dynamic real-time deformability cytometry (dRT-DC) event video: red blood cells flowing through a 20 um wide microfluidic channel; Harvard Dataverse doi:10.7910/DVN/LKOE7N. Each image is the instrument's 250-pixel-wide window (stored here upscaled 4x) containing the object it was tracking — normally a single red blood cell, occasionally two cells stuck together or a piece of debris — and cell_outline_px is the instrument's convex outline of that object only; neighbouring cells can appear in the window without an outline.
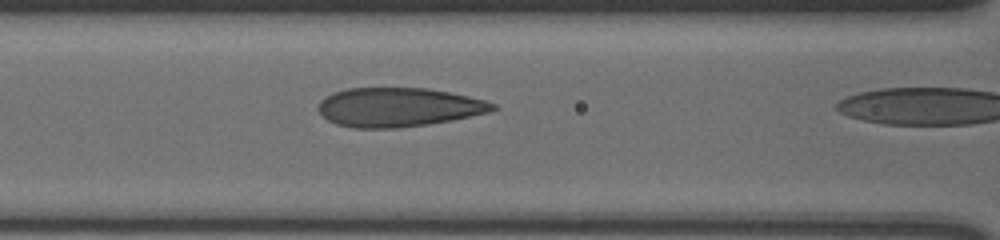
{"species": "human", "species_latin": "Homo sapiens", "temperature_condition": "cold", "stored_images_in_passage": 11, "camera_frame_rate_fps": 3000, "um_per_image_px": 0.085, "donor": {"sex": "male"}, "frame": {"image": 1, "passage_image": 10, "time_ms": 3.0, "image_size_px": [1000, 240], "cell_outline_px": [[500, 108], [492, 112], [452, 120], [428, 124], [400, 128], [352, 128], [336, 124], [328, 120], [316, 108], [320, 100], [324, 96], [332, 92], [348, 88], [428, 88], [468, 96], [484, 100], [496, 104]], "centroid_in_image_um": [33.87, 9.11], "position_along_channel_um": 132.7, "area_um2": 40.06}}